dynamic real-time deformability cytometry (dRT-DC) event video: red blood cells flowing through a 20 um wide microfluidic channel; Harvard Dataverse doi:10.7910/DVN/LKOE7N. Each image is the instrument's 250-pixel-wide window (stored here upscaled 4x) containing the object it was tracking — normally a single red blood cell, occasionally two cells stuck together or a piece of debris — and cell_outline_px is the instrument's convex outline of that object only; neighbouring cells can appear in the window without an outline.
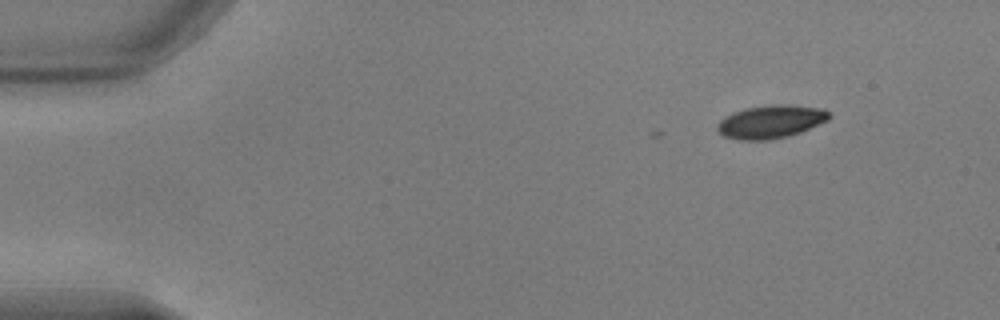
{"species": "common noctule bat (a hibernating species)", "species_latin": "Nyctalus noctula", "temperature_condition": "warm", "stored_images_in_passage": 3, "camera_frame_rate_fps": 3000, "um_per_image_px": 0.085, "animal": {"sex": "male", "body_mass_g": 17.9, "forearm_length_mm": 54.2}, "frame": {"image": 1, "passage_image": 1, "time_ms": 0.0, "image_size_px": [1000, 320], "cell_outline_px": [[832, 116], [828, 120], [800, 132], [788, 136], [772, 140], [740, 140], [724, 136], [716, 128], [716, 124], [720, 120], [732, 112], [748, 108], [772, 104], [780, 104], [824, 108]], "centroid_in_image_um": [65.52, 10.35], "position_along_channel_um": 19.5, "area_um2": 21.56}}